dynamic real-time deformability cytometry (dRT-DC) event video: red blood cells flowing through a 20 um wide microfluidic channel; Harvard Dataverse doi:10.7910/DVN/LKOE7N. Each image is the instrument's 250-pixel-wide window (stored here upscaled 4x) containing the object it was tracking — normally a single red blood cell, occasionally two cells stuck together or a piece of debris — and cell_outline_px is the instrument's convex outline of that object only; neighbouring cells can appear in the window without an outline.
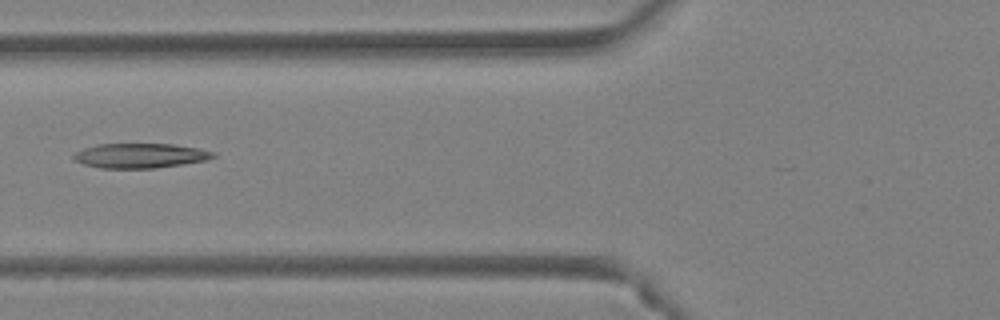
{"species": "Egyptian fruit bat (a non-hibernating species)", "species_latin": "Rousettus aegyptiacus", "temperature_condition": "warm", "stored_images_in_passage": 30, "camera_frame_rate_fps": 3000, "um_per_image_px": 0.085, "animal": {"sex": "female"}, "frame": {"image": 1, "passage_image": 19, "time_ms": 6.0, "image_size_px": [1000, 320], "cell_outline_px": [[216, 156], [204, 160], [156, 168], [100, 168], [84, 164], [72, 160], [72, 156], [76, 152], [84, 148], [100, 144], [172, 144], [196, 148], [216, 152]], "centroid_in_image_um": [11.87, 13.23], "position_along_channel_um": 113.9, "area_um2": 19.88}}
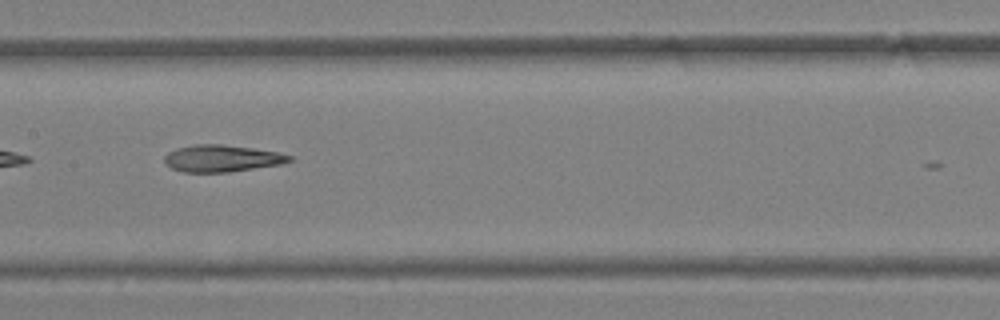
{"frame": {"image": 2, "passage_image": 24, "time_ms": 7.667, "image_size_px": [1000, 320], "cell_outline_px": [[296, 156], [292, 160], [284, 164], [228, 172], [184, 172], [172, 168], [164, 160], [164, 156], [168, 152], [176, 148], [192, 144], [220, 144], [252, 148], [280, 152]], "centroid_in_image_um": [18.92, 13.45], "position_along_channel_um": 188.5, "area_um2": 19.77}}
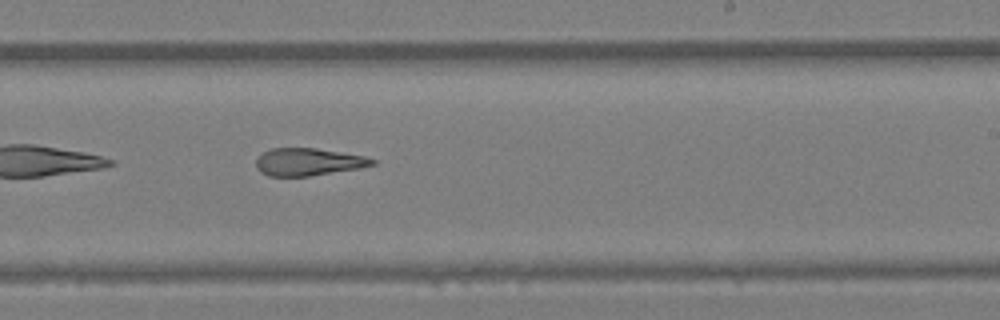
{"frame": {"image": 3, "passage_image": 29, "time_ms": 9.333, "image_size_px": [1000, 320], "cell_outline_px": [[376, 164], [360, 168], [308, 176], [268, 176], [260, 172], [256, 168], [256, 160], [264, 152], [272, 148], [316, 148], [364, 156], [376, 160]], "centroid_in_image_um": [26.2, 13.76], "position_along_channel_um": 262.8, "area_um2": 18.5}}